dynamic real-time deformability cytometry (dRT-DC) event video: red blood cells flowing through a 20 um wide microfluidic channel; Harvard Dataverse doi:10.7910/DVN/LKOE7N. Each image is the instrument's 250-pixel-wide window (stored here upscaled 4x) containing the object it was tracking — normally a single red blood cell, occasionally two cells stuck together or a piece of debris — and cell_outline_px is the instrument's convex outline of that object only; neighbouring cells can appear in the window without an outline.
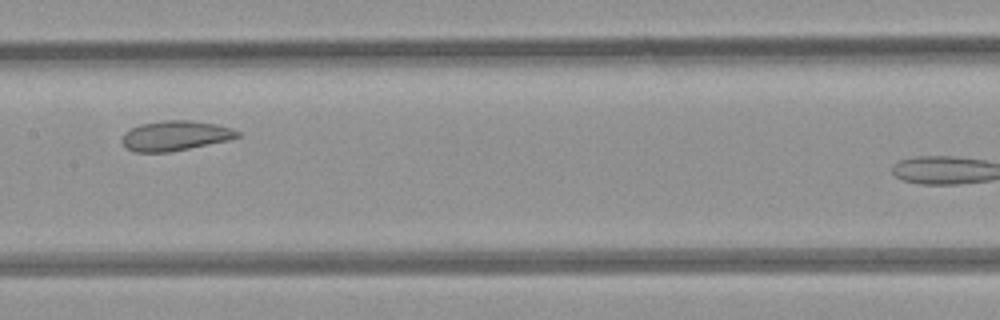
{"species": "common noctule bat (a hibernating species)", "species_latin": "Nyctalus noctula", "temperature_condition": "room temperature", "stored_images_in_passage": 9, "segment_of_instrument_passage": [1, 2], "camera_frame_rate_fps": 3000, "um_per_image_px": 0.085, "animal": {"sex": "female", "body_mass_g": 21.9}, "frame": {"image": 1, "passage_image": 7, "time_ms": 7.667, "image_size_px": [1000, 320], "cell_outline_px": [[240, 136], [228, 140], [168, 152], [136, 152], [128, 148], [120, 140], [124, 132], [140, 124], [164, 120], [192, 120], [216, 124], [232, 128], [240, 132]], "centroid_in_image_um": [14.89, 11.52], "position_along_channel_um": 192.5, "area_um2": 20.0}}
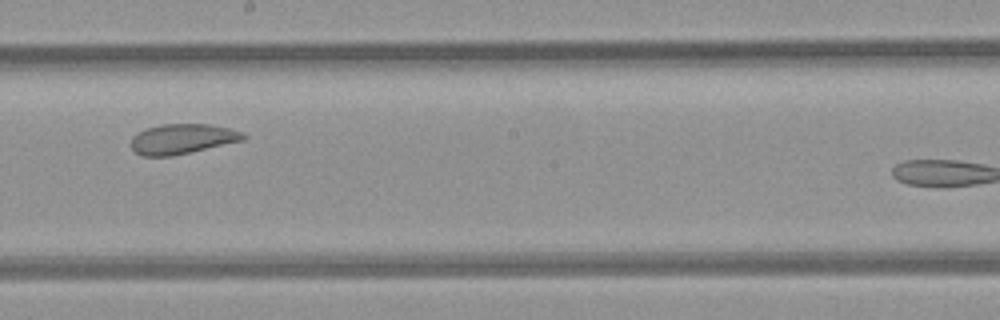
{"frame": {"image": 2, "passage_image": 8, "time_ms": 8.667, "image_size_px": [1000, 320], "cell_outline_px": [[248, 136], [244, 140], [172, 156], [140, 156], [132, 148], [132, 136], [144, 128], [160, 124], [212, 124], [228, 128], [240, 132]], "centroid_in_image_um": [15.47, 11.8], "position_along_channel_um": 232.7, "area_um2": 19.65}}